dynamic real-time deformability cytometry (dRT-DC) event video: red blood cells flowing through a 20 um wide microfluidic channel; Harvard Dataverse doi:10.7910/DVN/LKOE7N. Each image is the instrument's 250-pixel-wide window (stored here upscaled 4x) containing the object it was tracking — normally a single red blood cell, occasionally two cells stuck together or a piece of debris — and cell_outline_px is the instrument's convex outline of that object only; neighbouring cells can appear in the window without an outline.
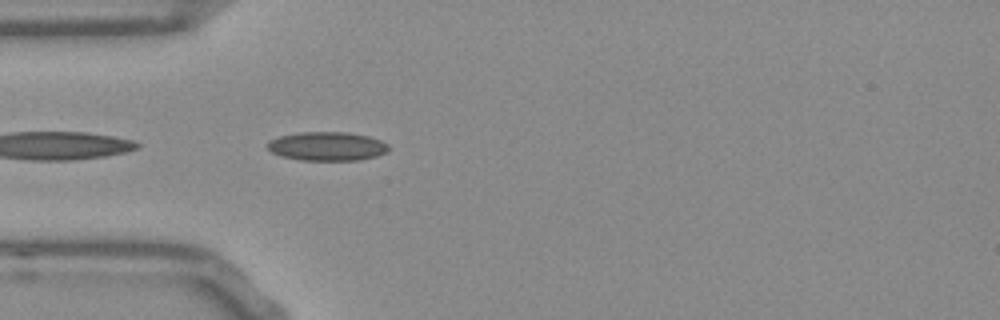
{"species": "Egyptian fruit bat (a non-hibernating species)", "species_latin": "Rousettus aegyptiacus", "temperature_condition": "room temperature", "stored_images_in_passage": 39, "camera_frame_rate_fps": 3000, "um_per_image_px": 0.085, "frame": {"image": 1, "passage_image": 1, "time_ms": 0.0, "image_size_px": [1000, 320], "cell_outline_px": [[388, 152], [376, 156], [360, 160], [300, 160], [284, 156], [272, 152], [268, 148], [268, 140], [280, 136], [300, 132], [348, 132], [368, 136], [380, 140], [388, 144]], "centroid_in_image_um": [27.83, 12.43], "position_along_channel_um": 57.2, "area_um2": 20.29}}
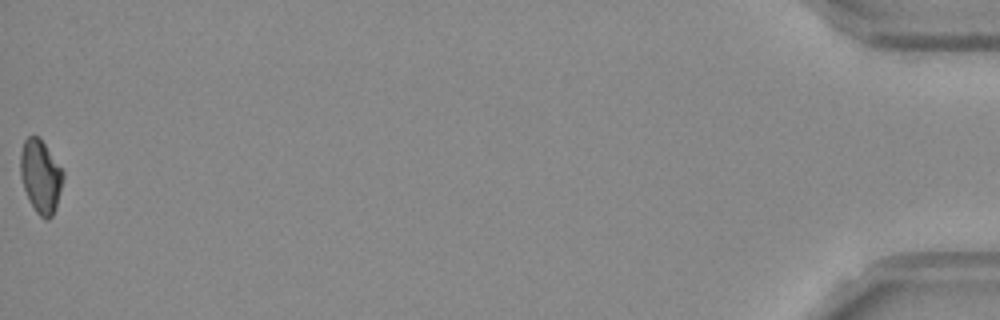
{"frame": {"image": 2, "passage_image": 39, "time_ms": 12.667, "image_size_px": [1000, 320], "cell_outline_px": [[64, 176], [56, 208], [52, 216], [48, 220], [44, 220], [36, 212], [28, 200], [20, 176], [20, 156], [24, 140], [28, 136], [40, 136], [64, 172]], "centroid_in_image_um": [3.45, 14.99], "position_along_channel_um": 431.7, "area_um2": 18.38}, "authors_computed_cell_mechanics": {"area_um2": 18.496, "velocity_mm_per_s": 3.8044, "shape_relaxation_time_tau1_ms": null, "shape_relaxation_time_tau2_ms": 1.4725, "deformation_change_tau1": null, "deformation_change_tau2": 0.0624}}